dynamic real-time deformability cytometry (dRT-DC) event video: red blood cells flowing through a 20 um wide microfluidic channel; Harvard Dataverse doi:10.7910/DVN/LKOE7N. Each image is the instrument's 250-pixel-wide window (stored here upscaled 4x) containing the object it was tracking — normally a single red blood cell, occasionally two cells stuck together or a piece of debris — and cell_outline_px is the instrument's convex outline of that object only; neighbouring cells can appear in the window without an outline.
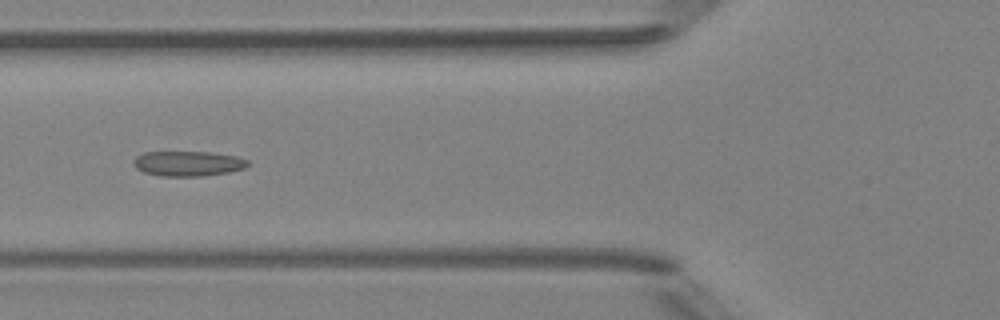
{"species": "Egyptian fruit bat (a non-hibernating species)", "species_latin": "Rousettus aegyptiacus", "temperature_condition": "room temperature", "stored_images_in_passage": 3, "camera_frame_rate_fps": 3000, "um_per_image_px": 0.085, "animal": {"sex": "female"}, "frame": {"image": 1, "passage_image": 3, "time_ms": 2.333, "image_size_px": [1000, 320], "cell_outline_px": [[248, 164], [244, 168], [228, 172], [204, 176], [160, 176], [144, 172], [136, 168], [132, 164], [132, 160], [136, 156], [144, 152], [212, 152], [236, 156], [248, 160]], "centroid_in_image_um": [15.94, 13.9], "position_along_channel_um": 109.9, "area_um2": 16.76}}